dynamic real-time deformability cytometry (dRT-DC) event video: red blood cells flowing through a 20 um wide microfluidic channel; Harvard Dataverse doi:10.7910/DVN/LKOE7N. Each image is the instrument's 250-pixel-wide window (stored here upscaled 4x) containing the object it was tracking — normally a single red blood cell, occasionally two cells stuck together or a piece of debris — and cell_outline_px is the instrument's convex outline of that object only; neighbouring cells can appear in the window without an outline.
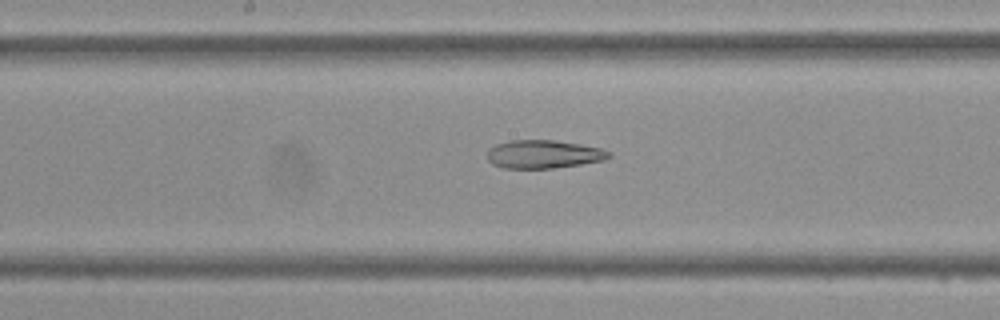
{"species": "Egyptian fruit bat (a non-hibernating species)", "species_latin": "Rousettus aegyptiacus", "temperature_condition": "cold", "stored_images_in_passage": 39, "camera_frame_rate_fps": 3000, "um_per_image_px": 0.085, "frame": {"image": 1, "passage_image": 17, "time_ms": 5.333, "image_size_px": [1000, 320], "cell_outline_px": [[612, 156], [604, 160], [580, 164], [552, 168], [504, 168], [492, 164], [488, 160], [488, 148], [496, 144], [512, 140], [552, 140], [580, 144], [600, 148], [612, 152]], "centroid_in_image_um": [46.2, 13.1], "position_along_channel_um": 202.0, "area_um2": 20.0}}
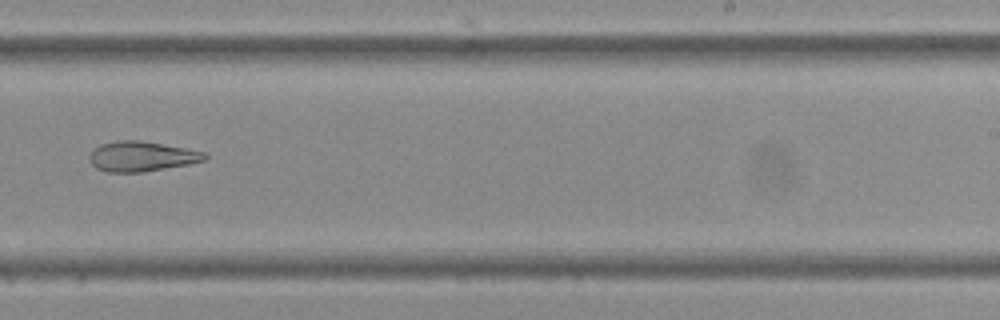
{"frame": {"image": 2, "passage_image": 22, "time_ms": 7.0, "image_size_px": [1000, 320], "cell_outline_px": [[208, 160], [188, 164], [144, 172], [108, 172], [96, 168], [88, 160], [88, 156], [92, 148], [100, 144], [116, 140], [140, 140], [188, 148], [204, 152], [208, 156]], "centroid_in_image_um": [12.02, 13.28], "position_along_channel_um": 277.0, "area_um2": 20.52}}
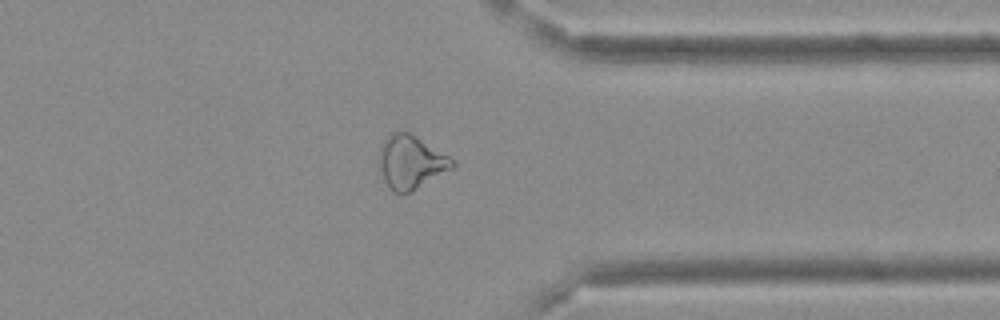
{"frame": {"image": 3, "passage_image": 29, "time_ms": 9.333, "image_size_px": [1000, 320], "cell_outline_px": [[456, 164], [452, 168], [412, 192], [392, 192], [384, 180], [380, 168], [380, 148], [384, 140], [392, 132], [408, 132], [456, 160]], "centroid_in_image_um": [34.94, 13.79], "position_along_channel_um": 376.5, "area_um2": 22.43}}